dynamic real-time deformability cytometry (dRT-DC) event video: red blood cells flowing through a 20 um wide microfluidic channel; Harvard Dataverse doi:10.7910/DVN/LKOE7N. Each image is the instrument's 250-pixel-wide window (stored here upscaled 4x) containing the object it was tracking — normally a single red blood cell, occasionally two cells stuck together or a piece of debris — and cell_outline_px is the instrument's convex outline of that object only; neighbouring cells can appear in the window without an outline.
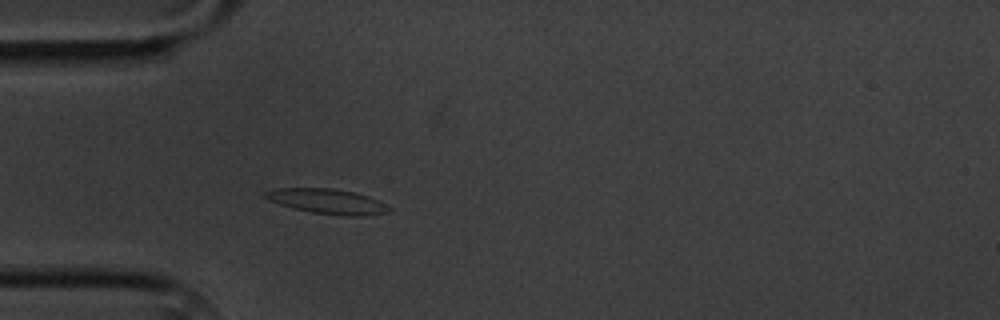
{"species": "common noctule bat (a hibernating species)", "species_latin": "Nyctalus noctula", "temperature_condition": "cold", "stored_images_in_passage": 4, "camera_frame_rate_fps": 3000, "um_per_image_px": 0.085, "animal": {"sex": "male", "body_mass_g": 20.1, "forearm_length_mm": 53.5}, "frame": {"image": 1, "passage_image": 4, "time_ms": 4.333, "image_size_px": [1000, 320], "cell_outline_px": [[392, 208], [388, 212], [360, 216], [348, 216], [312, 212], [292, 208], [268, 200], [264, 196], [264, 192], [276, 188], [332, 188], [356, 192], [368, 196]], "centroid_in_image_um": [27.81, 17.11], "position_along_channel_um": 57.2, "area_um2": 17.86}}